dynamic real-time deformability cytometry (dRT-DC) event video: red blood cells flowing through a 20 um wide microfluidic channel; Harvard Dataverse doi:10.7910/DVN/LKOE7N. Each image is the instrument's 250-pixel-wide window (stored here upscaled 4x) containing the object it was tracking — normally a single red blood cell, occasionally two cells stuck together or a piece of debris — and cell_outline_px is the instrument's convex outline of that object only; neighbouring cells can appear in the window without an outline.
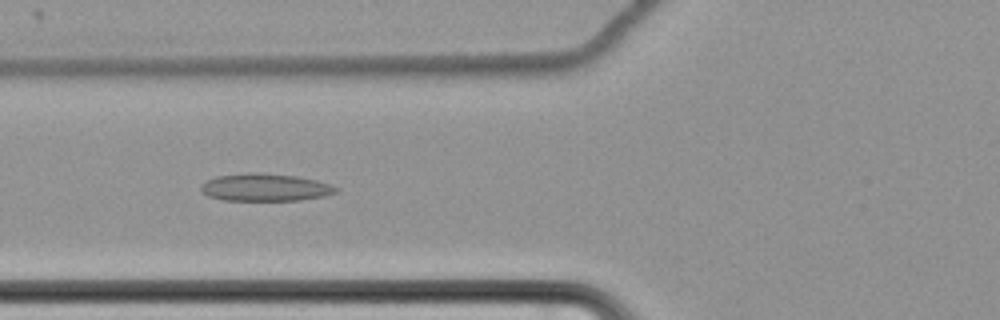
{"species": "common noctule bat (a hibernating species)", "species_latin": "Nyctalus noctula", "temperature_condition": "cold", "stored_images_in_passage": 63, "camera_frame_rate_fps": 3000, "um_per_image_px": 0.085, "animal": {"sex": "female", "body_mass_g": 22.7, "forearm_length_mm": 54.2}, "frame": {"image": 1, "passage_image": 27, "time_ms": 8.667, "image_size_px": [1000, 320], "cell_outline_px": [[340, 188], [336, 192], [324, 196], [300, 200], [224, 200], [208, 196], [200, 192], [200, 184], [216, 176], [248, 172], [260, 172], [296, 176], [316, 180]], "centroid_in_image_um": [22.5, 15.92], "position_along_channel_um": 103.3, "area_um2": 21.73}}
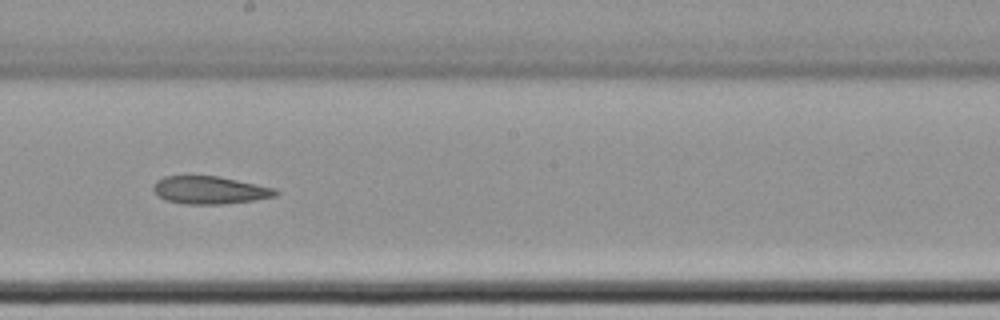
{"frame": {"image": 2, "passage_image": 38, "time_ms": 12.333, "image_size_px": [1000, 320], "cell_outline_px": [[280, 192], [276, 196], [252, 200], [220, 204], [184, 204], [164, 200], [152, 188], [152, 184], [156, 180], [164, 176], [216, 176], [256, 184], [272, 188]], "centroid_in_image_um": [17.77, 16.16], "position_along_channel_um": 230.4, "area_um2": 19.54}}
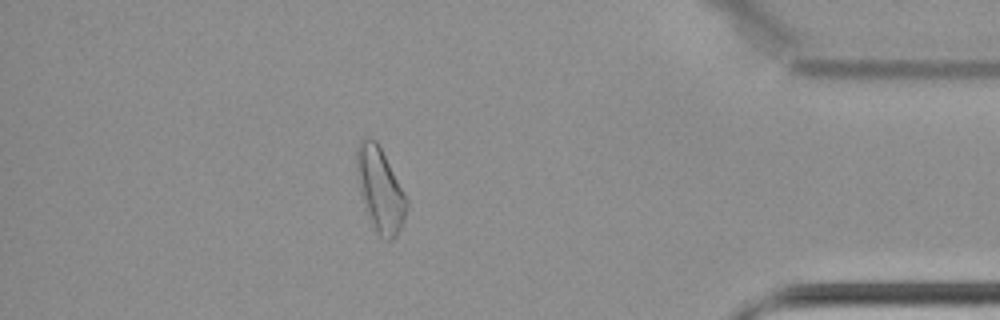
{"frame": {"image": 3, "passage_image": 56, "time_ms": 18.333, "image_size_px": [1000, 320], "cell_outline_px": [[408, 208], [404, 220], [396, 236], [392, 240], [388, 240], [380, 236], [372, 228], [360, 188], [356, 172], [356, 148], [360, 140], [368, 136], [376, 140], [408, 200]], "centroid_in_image_um": [32.31, 16.12], "position_along_channel_um": 402.9, "area_um2": 24.16}, "authors_computed_cell_mechanics": {"area_um2": 23.0044, "velocity_mm_per_s": 3.4658, "shape_relaxation_time_tau1_ms": null, "shape_relaxation_time_tau2_ms": 8.6439, "deformation_change_tau1": null, "deformation_change_tau2": 0.1637}}